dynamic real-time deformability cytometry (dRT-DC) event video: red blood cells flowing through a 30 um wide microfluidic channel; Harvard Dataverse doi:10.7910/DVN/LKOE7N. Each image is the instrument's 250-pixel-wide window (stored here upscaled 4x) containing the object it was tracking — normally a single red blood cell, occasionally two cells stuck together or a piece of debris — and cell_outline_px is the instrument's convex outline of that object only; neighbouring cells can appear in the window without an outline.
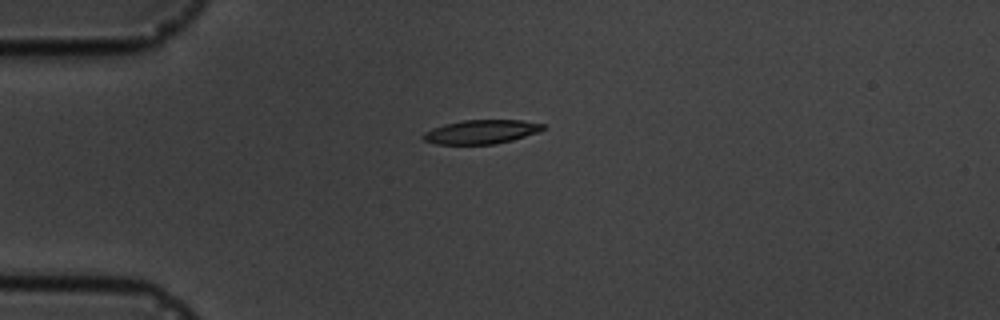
{"species": "common noctule bat (a hibernating species)", "species_latin": "Nyctalus noctula", "temperature_condition": "cold", "stored_images_in_passage": 7, "camera_frame_rate_fps": 3000, "um_per_image_px": 0.085, "animal": {"sex": "male", "body_mass_g": 19.5, "forearm_length_mm": 54.6}, "frame": {"image": 1, "passage_image": 1, "time_ms": 0.0, "image_size_px": [1000, 320], "cell_outline_px": [[544, 128], [536, 132], [512, 140], [492, 144], [436, 144], [424, 140], [420, 136], [424, 132], [432, 128], [444, 124], [464, 120], [520, 120], [544, 124]], "centroid_in_image_um": [40.84, 11.2], "position_along_channel_um": 44.2, "area_um2": 16.53}}
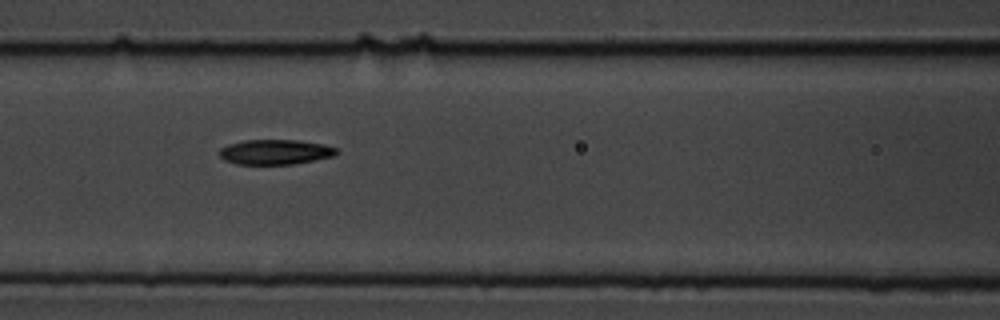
{"frame": {"image": 2, "passage_image": 4, "time_ms": 3.333, "image_size_px": [1000, 320], "cell_outline_px": [[340, 152], [332, 156], [292, 164], [236, 164], [224, 160], [220, 156], [220, 148], [228, 144], [244, 140], [300, 140], [324, 144], [336, 148]], "centroid_in_image_um": [23.38, 12.91], "position_along_channel_um": 143.2, "area_um2": 16.99}}
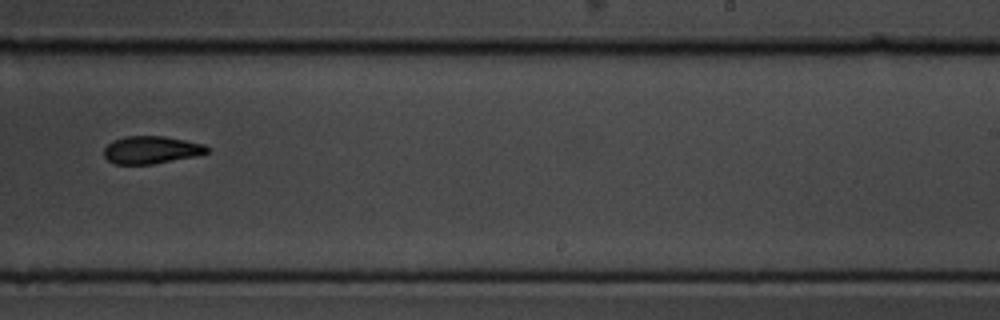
{"frame": {"image": 3, "passage_image": 7, "time_ms": 7.0, "image_size_px": [1000, 320], "cell_outline_px": [[208, 152], [200, 156], [152, 164], [116, 164], [108, 160], [104, 156], [104, 148], [112, 140], [124, 136], [164, 136], [204, 144], [208, 148]], "centroid_in_image_um": [12.86, 12.74], "position_along_channel_um": 276.1, "area_um2": 16.7}}